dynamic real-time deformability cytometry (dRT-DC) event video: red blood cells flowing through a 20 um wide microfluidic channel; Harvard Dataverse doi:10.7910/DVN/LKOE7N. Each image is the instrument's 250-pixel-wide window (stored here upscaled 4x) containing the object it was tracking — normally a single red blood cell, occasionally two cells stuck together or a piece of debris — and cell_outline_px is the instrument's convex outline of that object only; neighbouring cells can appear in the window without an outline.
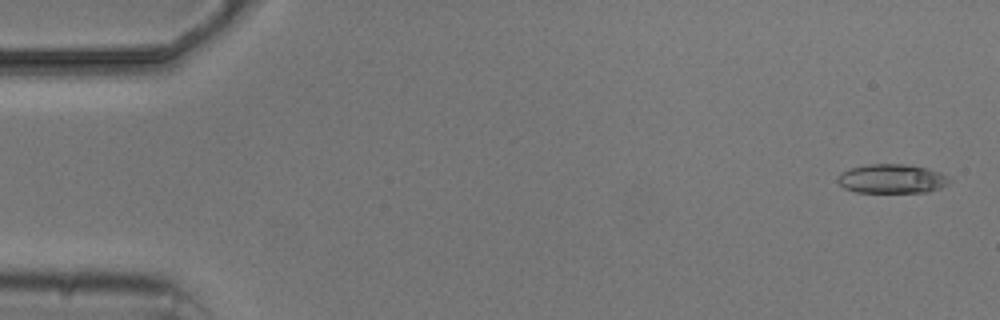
{"species": "common noctule bat (a hibernating species)", "species_latin": "Nyctalus noctula", "temperature_condition": "cold", "stored_images_in_passage": 5, "camera_frame_rate_fps": 3000, "um_per_image_px": 0.085, "animal": {"sex": "male", "body_mass_g": 20.5, "forearm_length_mm": 52.5}, "frame": {"image": 1, "passage_image": 1, "time_ms": 0.0, "image_size_px": [1000, 320], "cell_outline_px": [[952, 180], [948, 184], [940, 188], [928, 192], [856, 192], [844, 188], [836, 180], [836, 176], [840, 172], [852, 168], [868, 164], [908, 164], [928, 168], [940, 172]], "centroid_in_image_um": [75.81, 15.19], "position_along_channel_um": 9.2, "area_um2": 19.13}}
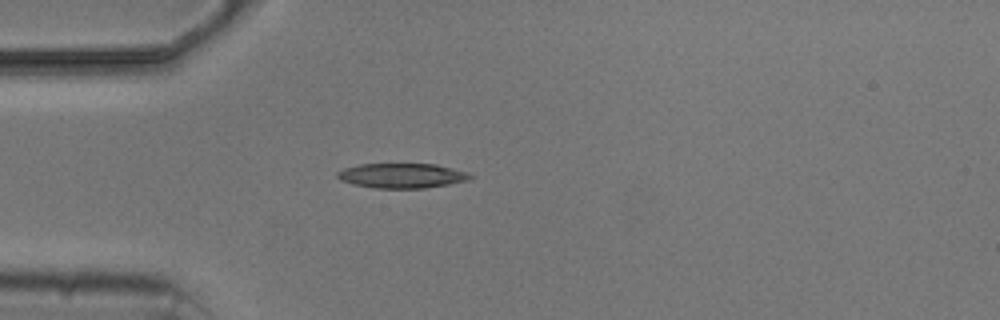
{"frame": {"image": 2, "passage_image": 4, "time_ms": 4.333, "image_size_px": [1000, 320], "cell_outline_px": [[472, 176], [468, 180], [448, 184], [424, 188], [376, 188], [352, 184], [340, 180], [336, 176], [336, 172], [344, 168], [360, 164], [436, 164], [468, 172]], "centroid_in_image_um": [34.13, 14.93], "position_along_channel_um": 50.9, "area_um2": 19.13}}